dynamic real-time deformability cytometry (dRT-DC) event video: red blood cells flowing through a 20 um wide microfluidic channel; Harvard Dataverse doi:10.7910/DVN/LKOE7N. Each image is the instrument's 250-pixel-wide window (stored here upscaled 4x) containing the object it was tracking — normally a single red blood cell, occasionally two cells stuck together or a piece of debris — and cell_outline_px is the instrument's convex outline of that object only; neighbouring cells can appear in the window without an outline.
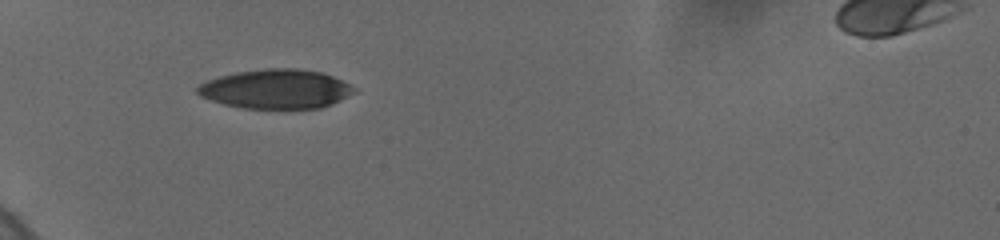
{"species": "human", "species_latin": "Homo sapiens", "temperature_condition": "cold", "stored_images_in_passage": 40, "camera_frame_rate_fps": 3000, "um_per_image_px": 0.085, "donor": {"sex": "female"}, "frame": {"image": 1, "passage_image": 1, "time_ms": 0.0, "image_size_px": [1000, 240], "cell_outline_px": [[356, 92], [332, 104], [320, 108], [240, 108], [224, 104], [200, 96], [196, 92], [196, 88], [200, 84], [208, 80], [220, 76], [236, 72], [268, 68], [296, 68], [320, 72], [332, 76], [356, 88]], "centroid_in_image_um": [23.45, 7.57], "position_along_channel_um": 61.6, "area_um2": 35.66}}
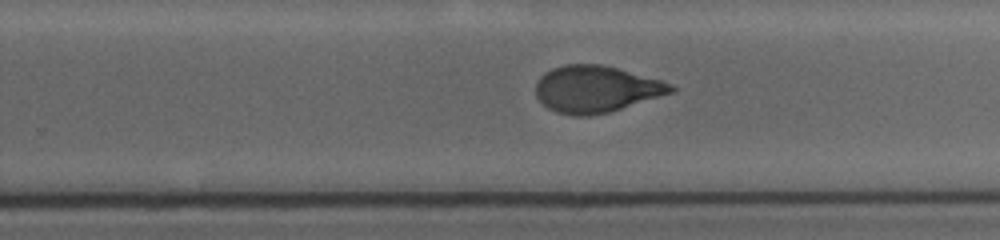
{"frame": {"image": 2, "passage_image": 21, "time_ms": 6.333, "image_size_px": [1000, 240], "cell_outline_px": [[676, 92], [608, 112], [588, 116], [572, 116], [556, 112], [548, 108], [536, 96], [536, 84], [540, 76], [544, 72], [552, 68], [564, 64], [600, 64], [616, 68], [660, 80], [672, 84], [676, 88]], "centroid_in_image_um": [50.66, 7.57], "position_along_channel_um": 279.1, "area_um2": 36.76}}
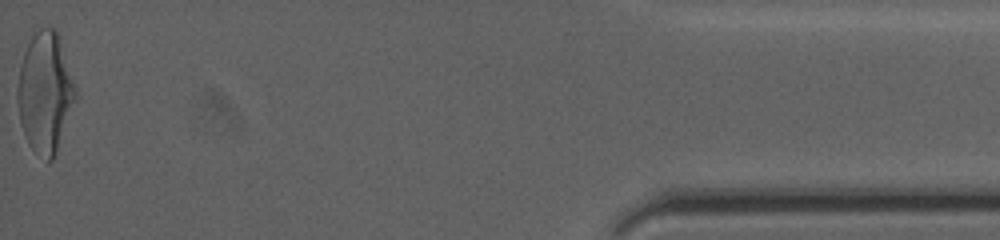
{"frame": {"image": 3, "passage_image": 40, "time_ms": 12.333, "image_size_px": [1000, 240], "cell_outline_px": [[80, 96], [52, 160], [48, 160], [32, 148], [28, 144], [20, 124], [16, 100], [16, 96], [20, 68], [24, 52], [32, 36], [40, 28], [56, 28], [60, 36]], "centroid_in_image_um": [3.88, 7.84], "position_along_channel_um": 431.3, "area_um2": 41.33}, "authors_computed_cell_mechanics": {"area_um2": 37.6856, "velocity_mm_per_s": 3.703, "shape_relaxation_time_tau1_ms": 4.6547, "shape_relaxation_time_tau2_ms": 1.3933, "deformation_change_tau1": 0.1952, "deformation_change_tau2": 0.0661}}